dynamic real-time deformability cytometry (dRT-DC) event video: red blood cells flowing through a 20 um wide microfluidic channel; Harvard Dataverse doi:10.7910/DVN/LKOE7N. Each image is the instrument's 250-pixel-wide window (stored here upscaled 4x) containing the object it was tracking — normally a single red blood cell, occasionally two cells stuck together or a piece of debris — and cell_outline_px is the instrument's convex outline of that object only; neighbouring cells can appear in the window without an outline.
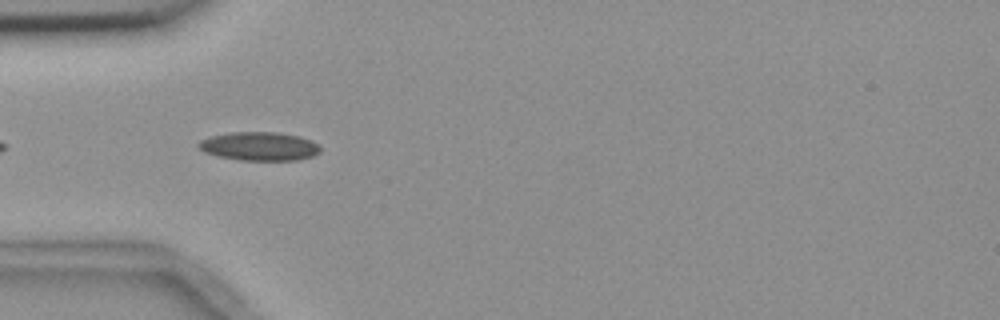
{"species": "common noctule bat (a hibernating species)", "species_latin": "Nyctalus noctula", "temperature_condition": "room temperature", "stored_images_in_passage": 5, "camera_frame_rate_fps": 3000, "um_per_image_px": 0.085, "animal": {"sex": "female", "body_mass_g": 18.4}, "frame": {"image": 1, "passage_image": 4, "time_ms": 3.667, "image_size_px": [1000, 320], "cell_outline_px": [[320, 152], [312, 156], [296, 160], [240, 160], [216, 156], [204, 152], [196, 144], [200, 140], [212, 136], [232, 132], [276, 132], [300, 136], [312, 140], [320, 148]], "centroid_in_image_um": [22.03, 12.43], "position_along_channel_um": 63.0, "area_um2": 20.29}}